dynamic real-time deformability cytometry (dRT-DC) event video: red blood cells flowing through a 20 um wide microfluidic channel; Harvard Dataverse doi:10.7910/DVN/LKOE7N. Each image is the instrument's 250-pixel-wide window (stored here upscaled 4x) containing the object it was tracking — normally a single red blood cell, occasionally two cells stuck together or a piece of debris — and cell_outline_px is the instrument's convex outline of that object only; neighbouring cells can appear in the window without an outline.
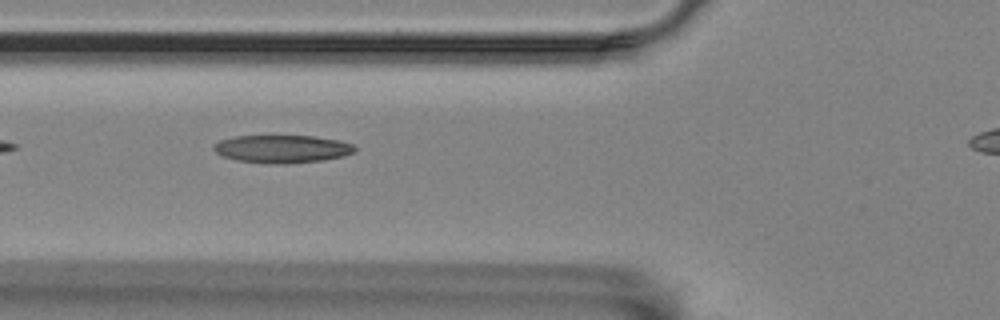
{"species": "Egyptian fruit bat (a non-hibernating species)", "species_latin": "Rousettus aegyptiacus", "temperature_condition": "room temperature", "stored_images_in_passage": 4, "camera_frame_rate_fps": 3000, "um_per_image_px": 0.085, "animal": {"sex": "female"}, "frame": {"image": 1, "passage_image": 4, "time_ms": 4.0, "image_size_px": [1000, 320], "cell_outline_px": [[356, 148], [352, 152], [344, 156], [324, 160], [284, 164], [272, 164], [240, 160], [224, 156], [216, 152], [212, 148], [220, 140], [236, 136], [316, 136], [340, 140], [352, 144]], "centroid_in_image_um": [24.02, 12.65], "position_along_channel_um": 101.8, "area_um2": 22.72}}